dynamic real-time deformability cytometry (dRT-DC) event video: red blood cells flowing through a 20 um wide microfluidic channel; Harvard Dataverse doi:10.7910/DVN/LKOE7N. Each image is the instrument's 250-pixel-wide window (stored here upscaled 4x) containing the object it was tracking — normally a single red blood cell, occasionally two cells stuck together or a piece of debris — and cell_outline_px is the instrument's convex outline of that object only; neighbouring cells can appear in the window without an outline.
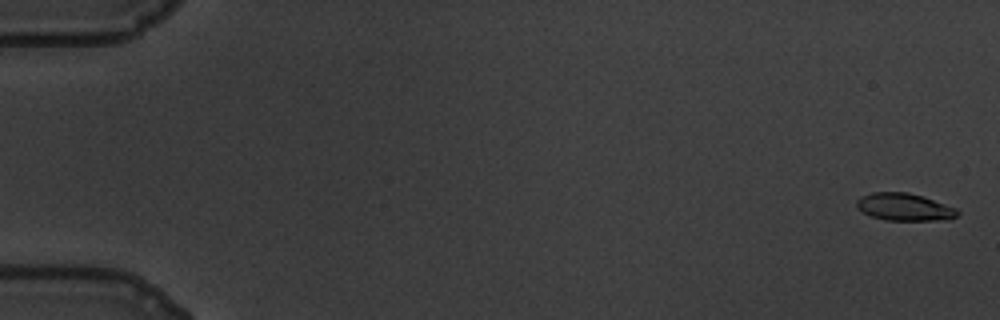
{"species": "common noctule bat (a hibernating species)", "species_latin": "Nyctalus noctula", "temperature_condition": "warm", "stored_images_in_passage": 61, "camera_frame_rate_fps": 3000, "um_per_image_px": 0.085, "animal": {"sex": "male", "body_mass_g": 19.5, "forearm_length_mm": 54.6}, "frame": {"image": 1, "passage_image": 2, "time_ms": 0.333, "image_size_px": [1000, 320], "cell_outline_px": [[960, 212], [956, 216], [948, 220], [884, 220], [872, 216], [856, 208], [856, 200], [860, 196], [872, 192], [908, 192], [956, 208]], "centroid_in_image_um": [76.84, 17.6], "position_along_channel_um": 8.2, "area_um2": 16.01}}
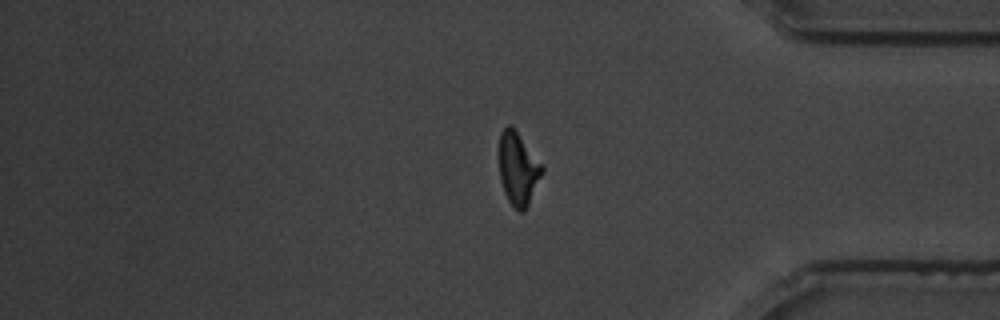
{"frame": {"image": 2, "passage_image": 51, "time_ms": 16.667, "image_size_px": [1000, 320], "cell_outline_px": [[544, 172], [524, 212], [520, 212], [508, 200], [504, 192], [500, 180], [500, 132], [508, 124], [516, 132], [544, 168]], "centroid_in_image_um": [44.04, 14.39], "position_along_channel_um": 391.2, "area_um2": 17.63}}
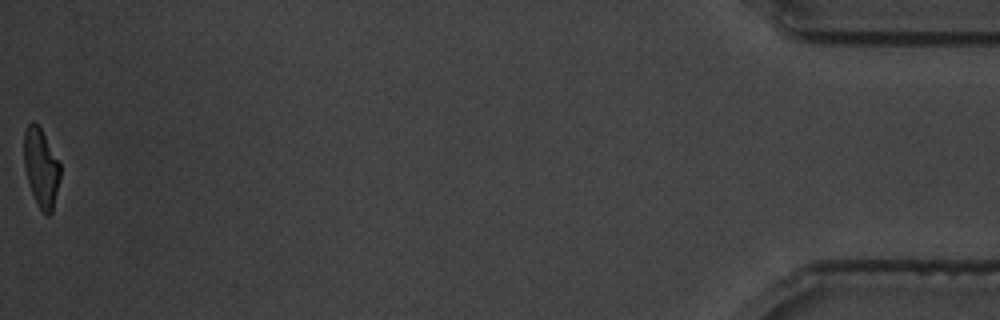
{"frame": {"image": 3, "passage_image": 61, "time_ms": 20.0, "image_size_px": [1000, 320], "cell_outline_px": [[60, 180], [52, 212], [48, 216], [40, 208], [32, 192], [24, 168], [24, 132], [28, 124], [32, 120], [40, 128], [60, 164]], "centroid_in_image_um": [3.49, 14.25], "position_along_channel_um": 431.7, "area_um2": 16.24}, "authors_computed_cell_mechanics": {"area_um2": 17.918, "velocity_mm_per_s": 3.452, "shape_relaxation_time_tau1_ms": 4.4466, "shape_relaxation_time_tau2_ms": 1.7238, "deformation_change_tau1": 0.1952, "deformation_change_tau2": 0.0999}}